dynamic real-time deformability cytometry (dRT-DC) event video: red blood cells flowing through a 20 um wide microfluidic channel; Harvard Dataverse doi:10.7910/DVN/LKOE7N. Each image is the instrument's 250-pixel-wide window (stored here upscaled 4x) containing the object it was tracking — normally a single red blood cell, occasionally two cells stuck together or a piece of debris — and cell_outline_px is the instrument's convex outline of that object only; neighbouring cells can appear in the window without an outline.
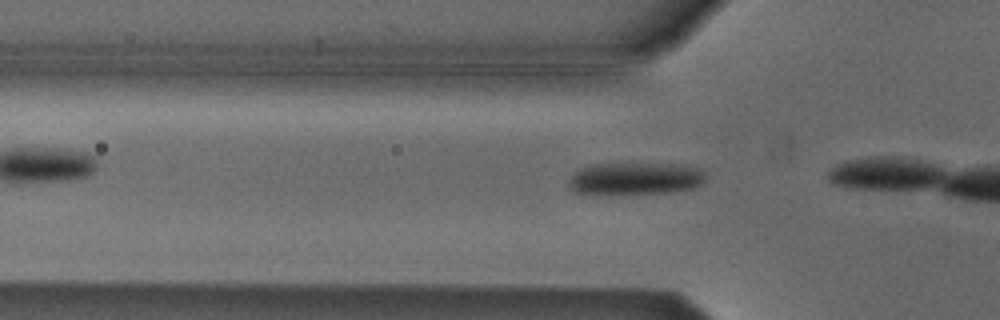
{"species": "Egyptian fruit bat (a non-hibernating species)", "species_latin": "Rousettus aegyptiacus", "temperature_condition": "cold", "stored_images_in_passage": 5, "camera_frame_rate_fps": 3000, "um_per_image_px": 0.085, "animal": {"sex": "male"}, "frame": {"image": 1, "passage_image": 2, "time_ms": 0.333, "image_size_px": [1000, 320], "cell_outline_px": [[704, 180], [700, 184], [692, 188], [672, 192], [592, 196], [576, 192], [568, 184], [568, 180], [580, 168], [592, 164], [688, 164], [704, 168]], "centroid_in_image_um": [53.99, 15.2], "position_along_channel_um": 71.8, "area_um2": 26.47}}